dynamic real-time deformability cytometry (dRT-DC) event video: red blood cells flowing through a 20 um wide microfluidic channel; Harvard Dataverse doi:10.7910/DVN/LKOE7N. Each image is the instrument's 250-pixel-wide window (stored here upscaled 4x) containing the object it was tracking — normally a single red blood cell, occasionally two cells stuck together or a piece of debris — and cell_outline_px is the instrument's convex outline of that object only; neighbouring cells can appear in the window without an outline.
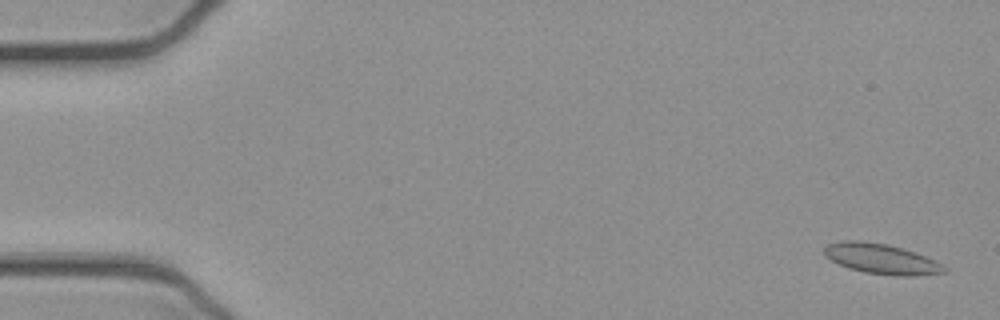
{"species": "common noctule bat (a hibernating species)", "species_latin": "Nyctalus noctula", "temperature_condition": "cold", "stored_images_in_passage": 9, "camera_frame_rate_fps": 3000, "um_per_image_px": 0.085, "animal": {"sex": "female", "body_mass_g": 21.9}, "frame": {"image": 1, "passage_image": 2, "time_ms": 0.333, "image_size_px": [1000, 320], "cell_outline_px": [[948, 272], [916, 276], [896, 276], [864, 272], [848, 268], [824, 256], [824, 248], [828, 244], [844, 240], [860, 240], [888, 244], [936, 260], [948, 268]], "centroid_in_image_um": [74.93, 22.01], "position_along_channel_um": 10.1, "area_um2": 21.15}}